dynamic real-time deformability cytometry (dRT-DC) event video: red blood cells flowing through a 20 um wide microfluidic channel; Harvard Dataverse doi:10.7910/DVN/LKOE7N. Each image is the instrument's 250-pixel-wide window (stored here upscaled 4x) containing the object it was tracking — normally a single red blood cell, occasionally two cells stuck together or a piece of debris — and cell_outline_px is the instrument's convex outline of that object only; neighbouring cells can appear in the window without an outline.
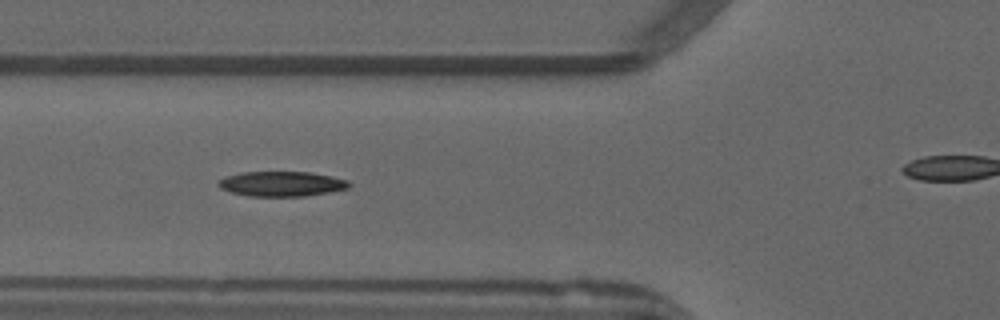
{"species": "common noctule bat (a hibernating species)", "species_latin": "Nyctalus noctula", "temperature_condition": "warm", "stored_images_in_passage": 35, "camera_frame_rate_fps": 3000, "um_per_image_px": 0.085, "animal": {"sex": "male", "forearm_length_mm": 52.5}, "frame": {"image": 1, "passage_image": 6, "time_ms": 1.667, "image_size_px": [1000, 320], "cell_outline_px": [[352, 184], [348, 188], [328, 192], [304, 196], [248, 196], [232, 192], [220, 188], [216, 184], [224, 176], [240, 172], [308, 172], [332, 176], [348, 180]], "centroid_in_image_um": [23.92, 15.62], "position_along_channel_um": 101.9, "area_um2": 19.02}}
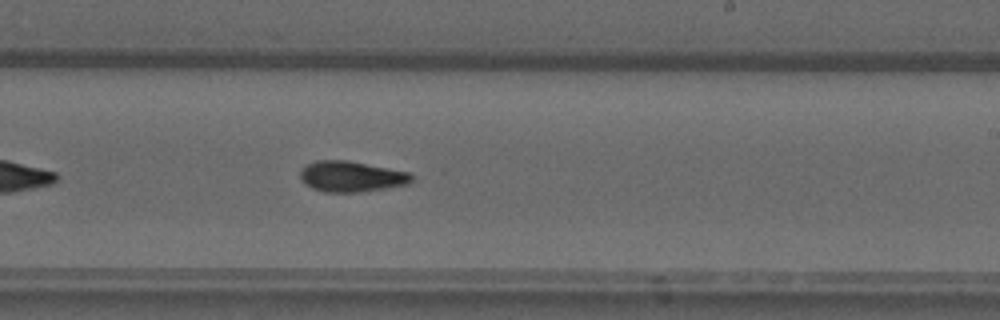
{"frame": {"image": 2, "passage_image": 18, "time_ms": 5.667, "image_size_px": [1000, 320], "cell_outline_px": [[412, 180], [408, 184], [360, 192], [324, 192], [312, 188], [304, 184], [300, 176], [300, 172], [308, 164], [316, 160], [348, 160], [408, 172], [412, 176]], "centroid_in_image_um": [29.84, 15.0], "position_along_channel_um": 259.2, "area_um2": 19.77}}
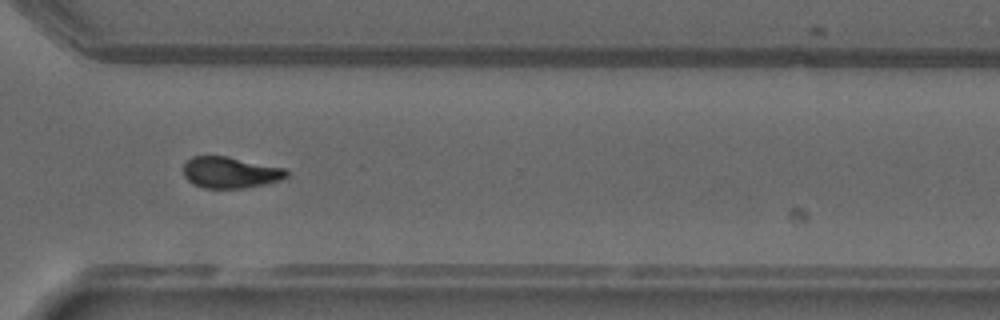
{"frame": {"image": 3, "passage_image": 25, "time_ms": 8.0, "image_size_px": [1000, 320], "cell_outline_px": [[288, 176], [280, 180], [264, 184], [244, 188], [204, 188], [192, 184], [184, 176], [184, 164], [192, 156], [228, 156], [284, 168], [288, 172]], "centroid_in_image_um": [19.56, 14.66], "position_along_channel_um": 351.0, "area_um2": 18.79}, "authors_computed_cell_mechanics": {"area_um2": 19.2474, "velocity_mm_per_s": 3.933, "shape_relaxation_time_tau1_ms": 9.4148, "shape_relaxation_time_tau2_ms": null, "deformation_change_tau1": 0.2479, "deformation_change_tau2": null}}